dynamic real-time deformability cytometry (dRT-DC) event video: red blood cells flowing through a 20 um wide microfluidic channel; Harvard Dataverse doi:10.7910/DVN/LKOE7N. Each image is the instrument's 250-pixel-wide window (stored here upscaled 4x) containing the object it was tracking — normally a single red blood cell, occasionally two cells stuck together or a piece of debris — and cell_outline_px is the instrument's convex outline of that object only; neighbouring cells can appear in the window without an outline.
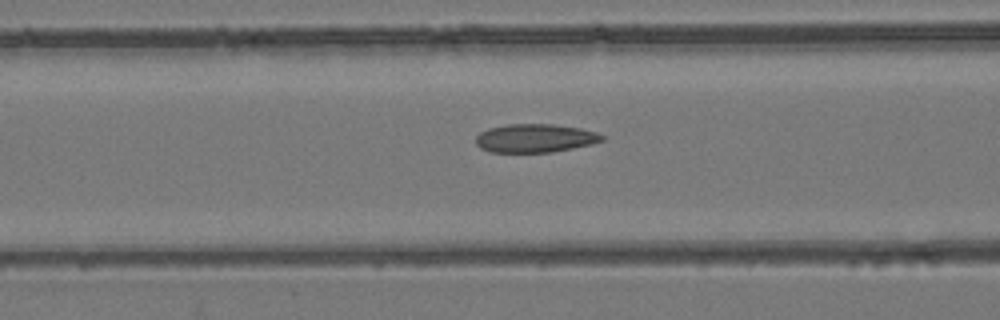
{"species": "common noctule bat (a hibernating species)", "species_latin": "Nyctalus noctula", "temperature_condition": "room temperature", "stored_images_in_passage": 54, "camera_frame_rate_fps": 3000, "um_per_image_px": 0.085, "animal": {"sex": "female", "body_mass_g": 24.6, "forearm_length_mm": 56.2}, "frame": {"image": 1, "passage_image": 22, "time_ms": 7.0, "image_size_px": [1000, 320], "cell_outline_px": [[604, 140], [592, 144], [552, 152], [488, 152], [480, 148], [476, 144], [476, 136], [480, 132], [488, 128], [508, 124], [552, 124], [580, 128], [596, 132], [604, 136]], "centroid_in_image_um": [45.46, 11.74], "position_along_channel_um": 121.1, "area_um2": 20.98}}
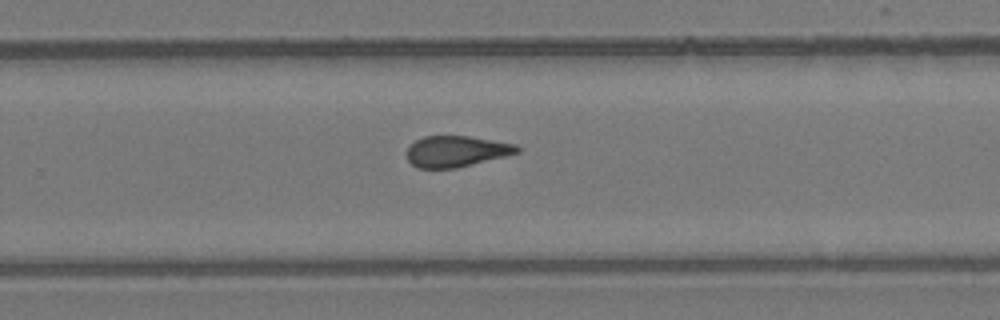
{"frame": {"image": 2, "passage_image": 35, "time_ms": 11.333, "image_size_px": [1000, 320], "cell_outline_px": [[520, 152], [456, 168], [416, 168], [408, 160], [408, 148], [416, 140], [424, 136], [468, 136], [516, 144], [520, 148]], "centroid_in_image_um": [38.78, 12.86], "position_along_channel_um": 291.0, "area_um2": 19.71}}
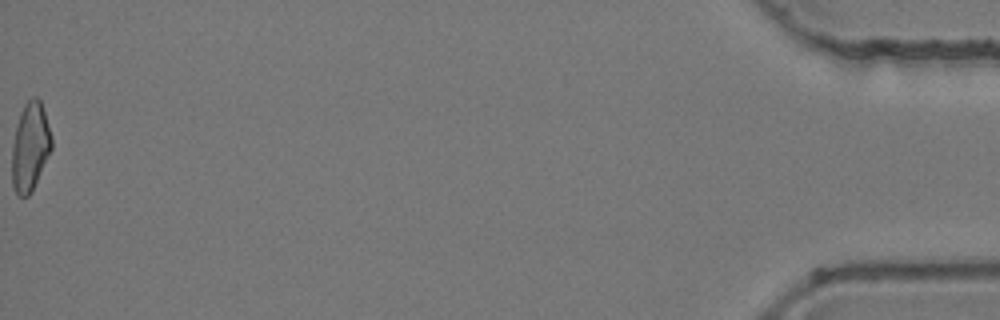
{"frame": {"image": 3, "passage_image": 54, "time_ms": 17.667, "image_size_px": [1000, 320], "cell_outline_px": [[52, 148], [32, 192], [28, 196], [16, 196], [12, 184], [12, 144], [20, 112], [24, 104], [32, 96], [36, 96], [40, 100], [52, 136]], "centroid_in_image_um": [2.56, 12.5], "position_along_channel_um": 432.6, "area_um2": 20.52}, "authors_computed_cell_mechanics": {"area_um2": 20.9814, "velocity_mm_per_s": 3.928, "shape_relaxation_time_tau1_ms": null, "shape_relaxation_time_tau2_ms": 2.5928, "deformation_change_tau1": null, "deformation_change_tau2": 0.1046}}